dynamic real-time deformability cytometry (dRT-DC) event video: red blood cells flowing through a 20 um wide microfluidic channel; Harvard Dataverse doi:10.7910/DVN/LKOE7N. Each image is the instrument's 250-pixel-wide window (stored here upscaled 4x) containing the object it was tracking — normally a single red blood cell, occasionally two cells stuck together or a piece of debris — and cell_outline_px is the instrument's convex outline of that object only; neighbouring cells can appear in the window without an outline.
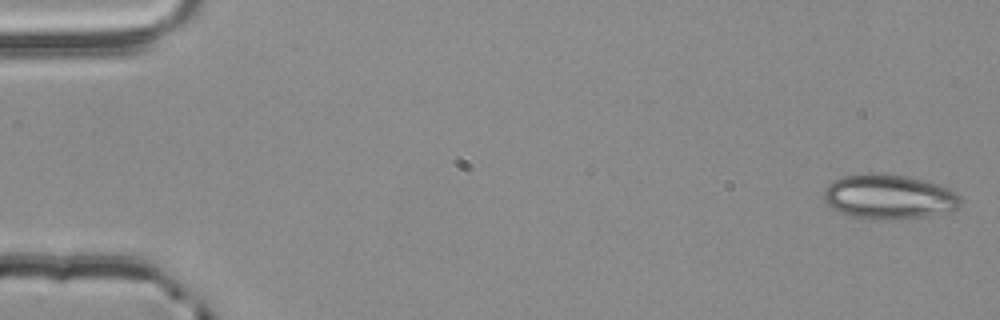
{"species": "common noctule bat (a hibernating species)", "species_latin": "Nyctalus noctula", "temperature_condition": "room temperature", "stored_images_in_passage": 4, "camera_frame_rate_fps": 3000, "um_per_image_px": 0.085, "animal": {"sex": "male", "body_mass_g": 20.4}, "frame": {"image": 1, "passage_image": 1, "time_ms": 0.0, "image_size_px": [1000, 320], "cell_outline_px": [[960, 208], [952, 212], [928, 216], [896, 220], [884, 220], [852, 216], [840, 212], [824, 204], [824, 188], [832, 180], [844, 176], [868, 172], [884, 172], [908, 176], [924, 180], [948, 188], [956, 192], [960, 196]], "centroid_in_image_um": [75.56, 16.72], "position_along_channel_um": 9.4, "area_um2": 36.36}}